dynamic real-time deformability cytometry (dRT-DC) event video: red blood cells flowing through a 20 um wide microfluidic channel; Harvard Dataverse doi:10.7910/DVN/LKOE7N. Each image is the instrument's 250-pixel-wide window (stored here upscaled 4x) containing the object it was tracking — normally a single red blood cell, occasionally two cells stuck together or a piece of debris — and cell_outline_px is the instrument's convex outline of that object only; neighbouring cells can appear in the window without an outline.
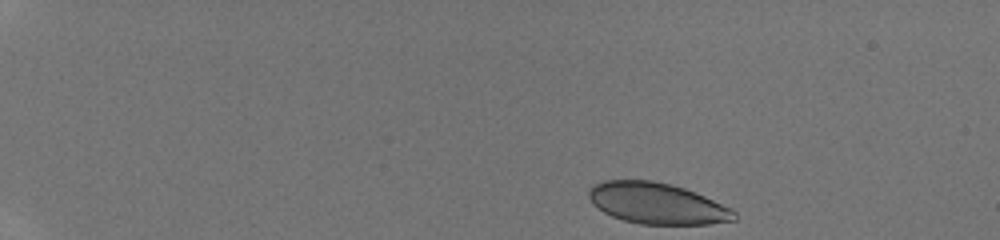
{"species": "human", "species_latin": "Homo sapiens", "temperature_condition": "room temperature", "stored_images_in_passage": 39, "camera_frame_rate_fps": 3000, "um_per_image_px": 0.085, "donor": {"sex": "male"}, "frame": {"image": 1, "passage_image": 1, "time_ms": 0.0, "image_size_px": [1000, 240], "cell_outline_px": [[736, 220], [708, 224], [640, 224], [624, 220], [612, 216], [604, 212], [592, 204], [588, 196], [588, 188], [604, 180], [652, 180], [672, 184], [696, 192], [732, 208], [736, 212]], "centroid_in_image_um": [55.85, 17.28], "position_along_channel_um": 29.1, "area_um2": 35.03}}
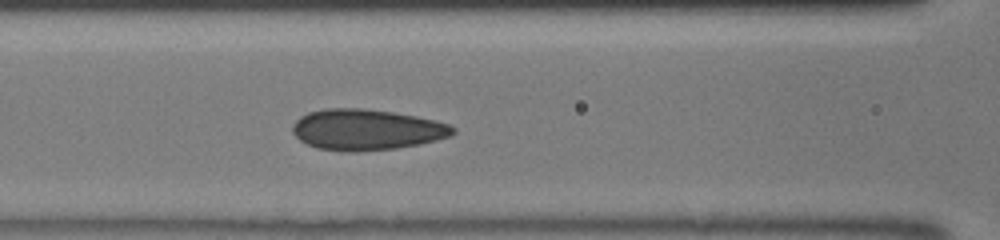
{"frame": {"image": 2, "passage_image": 16, "time_ms": 5.0, "image_size_px": [1000, 240], "cell_outline_px": [[456, 132], [452, 136], [420, 144], [396, 148], [356, 152], [348, 152], [316, 148], [300, 140], [292, 132], [292, 128], [296, 120], [300, 116], [308, 112], [324, 108], [364, 108], [392, 112], [416, 116], [436, 120], [448, 124], [456, 128]], "centroid_in_image_um": [31.16, 11.02], "position_along_channel_um": 135.4, "area_um2": 38.44}}
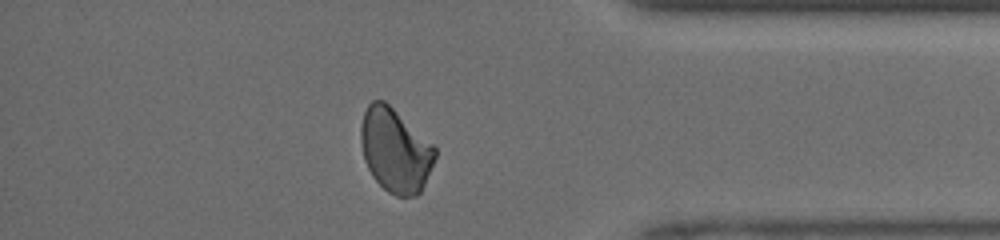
{"frame": {"image": 3, "passage_image": 34, "time_ms": 11.0, "image_size_px": [1000, 240], "cell_outline_px": [[436, 156], [424, 184], [420, 192], [416, 196], [396, 196], [388, 192], [372, 176], [364, 160], [360, 140], [360, 128], [364, 112], [368, 104], [372, 100], [384, 100], [432, 144], [436, 148]], "centroid_in_image_um": [33.57, 12.78], "position_along_channel_um": 401.6, "area_um2": 35.89}}